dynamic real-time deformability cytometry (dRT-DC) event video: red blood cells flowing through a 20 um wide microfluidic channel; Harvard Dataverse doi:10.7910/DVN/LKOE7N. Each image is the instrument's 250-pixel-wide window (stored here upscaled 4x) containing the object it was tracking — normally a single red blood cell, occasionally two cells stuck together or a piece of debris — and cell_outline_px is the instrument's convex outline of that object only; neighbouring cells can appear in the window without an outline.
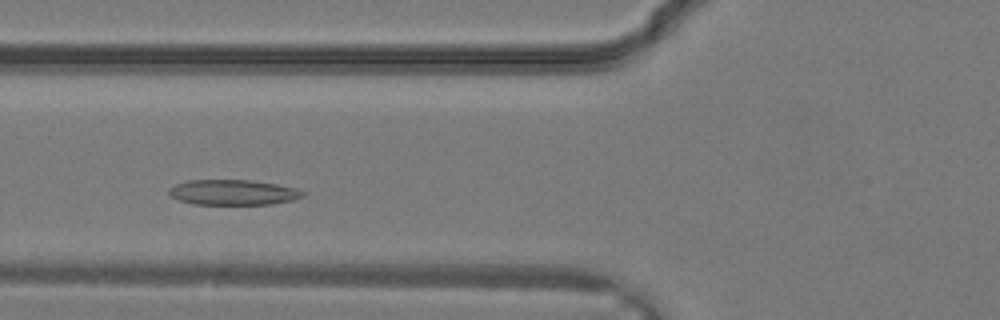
{"species": "common noctule bat (a hibernating species)", "species_latin": "Nyctalus noctula", "temperature_condition": "warm", "stored_images_in_passage": 28, "segment_of_instrument_passage": [1, 2], "camera_frame_rate_fps": 3000, "um_per_image_px": 0.085, "animal": {"sex": "male", "body_mass_g": 19.2, "forearm_length_mm": 51.8}, "frame": {"image": 1, "passage_image": 7, "time_ms": 2.0, "image_size_px": [1000, 320], "cell_outline_px": [[304, 196], [292, 200], [272, 204], [192, 204], [180, 200], [172, 196], [168, 192], [168, 188], [176, 184], [188, 180], [248, 180], [276, 184], [296, 188], [304, 192]], "centroid_in_image_um": [19.8, 16.35], "position_along_channel_um": 106.0, "area_um2": 19.59}}
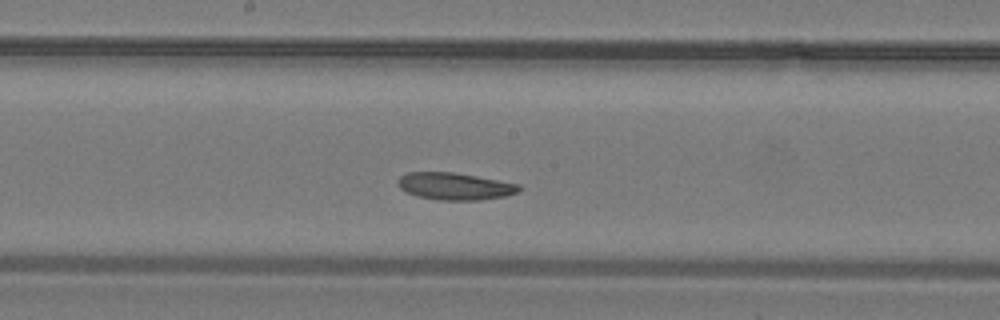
{"frame": {"image": 2, "passage_image": 12, "time_ms": 3.667, "image_size_px": [1000, 320], "cell_outline_px": [[524, 188], [520, 192], [504, 196], [480, 200], [440, 200], [416, 196], [400, 188], [400, 176], [408, 172], [452, 172], [476, 176], [520, 184]], "centroid_in_image_um": [38.73, 15.83], "position_along_channel_um": 209.5, "area_um2": 19.07}}
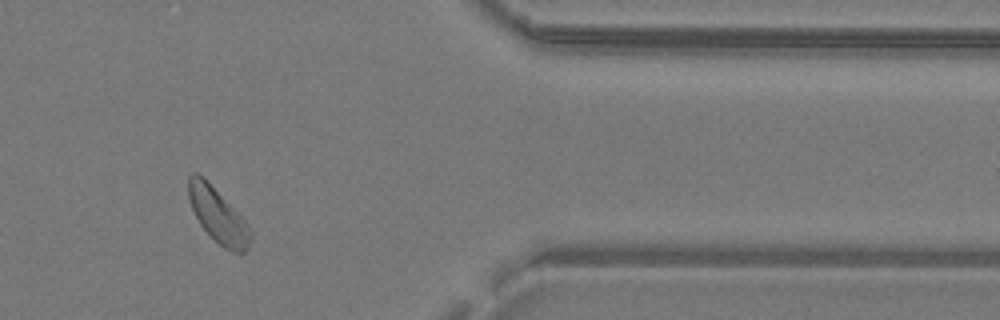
{"frame": {"image": 3, "passage_image": 22, "time_ms": 7.0, "image_size_px": [1000, 320], "cell_outline_px": [[252, 240], [244, 252], [232, 252], [224, 248], [200, 224], [192, 208], [188, 196], [188, 176], [192, 172], [196, 172], [204, 176], [248, 224], [252, 232]], "centroid_in_image_um": [18.52, 18.28], "position_along_channel_um": 392.9, "area_um2": 19.54}}